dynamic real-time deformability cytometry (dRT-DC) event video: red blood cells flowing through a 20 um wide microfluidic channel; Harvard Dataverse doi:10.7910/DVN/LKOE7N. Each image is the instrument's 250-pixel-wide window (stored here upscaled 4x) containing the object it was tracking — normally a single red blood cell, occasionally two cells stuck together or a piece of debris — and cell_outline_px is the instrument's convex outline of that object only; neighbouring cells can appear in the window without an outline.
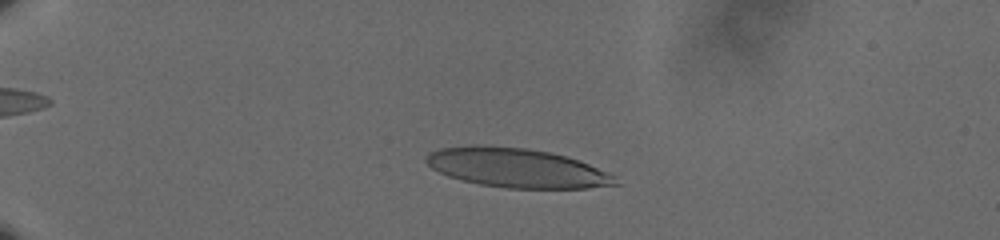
{"species": "human", "species_latin": "Homo sapiens", "temperature_condition": "cold", "stored_images_in_passage": 51, "camera_frame_rate_fps": 3000, "um_per_image_px": 0.085, "donor": {"sex": "male"}, "frame": {"image": 1, "passage_image": 8, "time_ms": 2.333, "image_size_px": [1000, 240], "cell_outline_px": [[624, 184], [588, 188], [508, 188], [480, 184], [448, 176], [432, 168], [424, 160], [424, 156], [428, 152], [440, 148], [472, 144], [524, 148], [548, 152], [564, 156], [588, 164], [620, 176]], "centroid_in_image_um": [43.97, 14.27], "position_along_channel_um": 41.0, "area_um2": 43.52}}
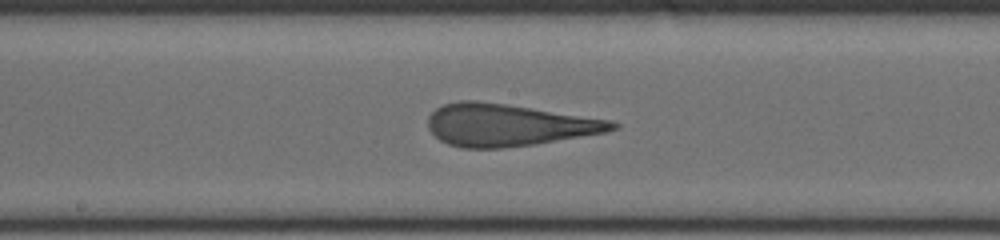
{"frame": {"image": 2, "passage_image": 27, "time_ms": 8.667, "image_size_px": [1000, 240], "cell_outline_px": [[620, 128], [608, 132], [536, 144], [504, 148], [464, 148], [448, 144], [440, 140], [428, 128], [428, 116], [436, 108], [444, 104], [460, 100], [476, 100], [504, 104], [612, 120], [620, 124]], "centroid_in_image_um": [43.23, 10.63], "position_along_channel_um": 205.0, "area_um2": 45.26}}
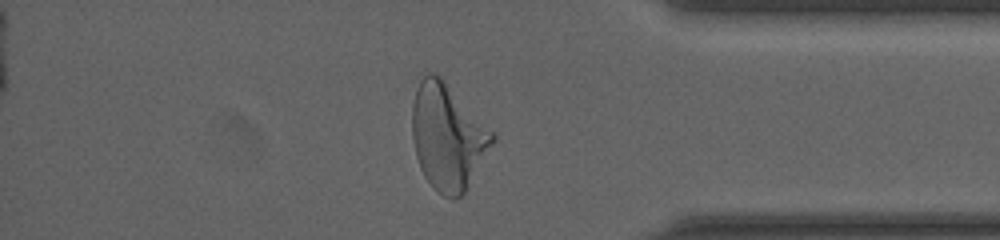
{"frame": {"image": 3, "passage_image": 44, "time_ms": 14.333, "image_size_px": [1000, 240], "cell_outline_px": [[496, 140], [468, 188], [456, 200], [452, 200], [444, 196], [424, 176], [420, 168], [416, 156], [412, 140], [412, 104], [416, 88], [420, 80], [428, 72], [432, 72], [440, 76], [496, 136]], "centroid_in_image_um": [38.04, 11.65], "position_along_channel_um": 397.2, "area_um2": 49.19}, "authors_computed_cell_mechanics": {"area_um2": 44.6216, "velocity_mm_per_s": 3.6245, "shape_relaxation_time_tau1_ms": 5.8733, "shape_relaxation_time_tau2_ms": 1.1138, "deformation_change_tau1": 0.2315, "deformation_change_tau2": 0.1146}}